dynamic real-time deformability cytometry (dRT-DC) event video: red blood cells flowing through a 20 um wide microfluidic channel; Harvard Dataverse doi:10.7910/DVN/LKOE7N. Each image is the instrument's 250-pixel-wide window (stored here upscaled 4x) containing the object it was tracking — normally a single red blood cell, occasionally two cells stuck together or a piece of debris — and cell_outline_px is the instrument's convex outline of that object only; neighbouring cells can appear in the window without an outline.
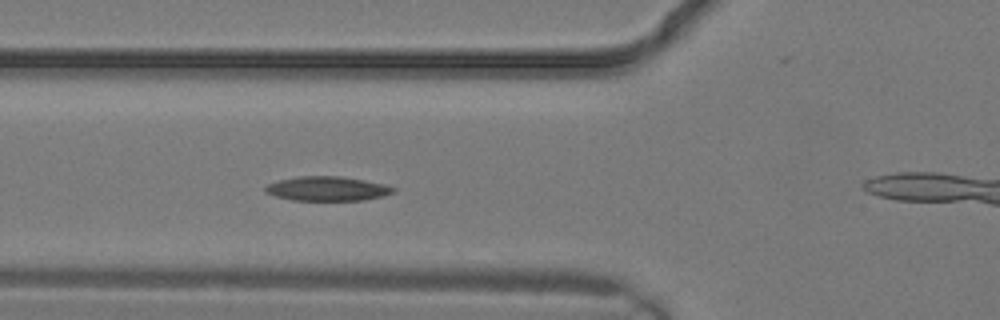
{"species": "common noctule bat (a hibernating species)", "species_latin": "Nyctalus noctula", "temperature_condition": "warm", "stored_images_in_passage": 9, "camera_frame_rate_fps": 3000, "um_per_image_px": 0.085, "animal": {"sex": "male", "body_mass_g": 19.2, "forearm_length_mm": 51.8}, "frame": {"image": 1, "passage_image": 8, "time_ms": 2.333, "image_size_px": [1000, 320], "cell_outline_px": [[396, 192], [384, 196], [364, 200], [292, 200], [276, 196], [264, 192], [264, 188], [268, 184], [280, 180], [300, 176], [340, 176], [364, 180], [384, 184], [396, 188]], "centroid_in_image_um": [27.85, 16.04], "position_along_channel_um": 97.9, "area_um2": 18.15}}